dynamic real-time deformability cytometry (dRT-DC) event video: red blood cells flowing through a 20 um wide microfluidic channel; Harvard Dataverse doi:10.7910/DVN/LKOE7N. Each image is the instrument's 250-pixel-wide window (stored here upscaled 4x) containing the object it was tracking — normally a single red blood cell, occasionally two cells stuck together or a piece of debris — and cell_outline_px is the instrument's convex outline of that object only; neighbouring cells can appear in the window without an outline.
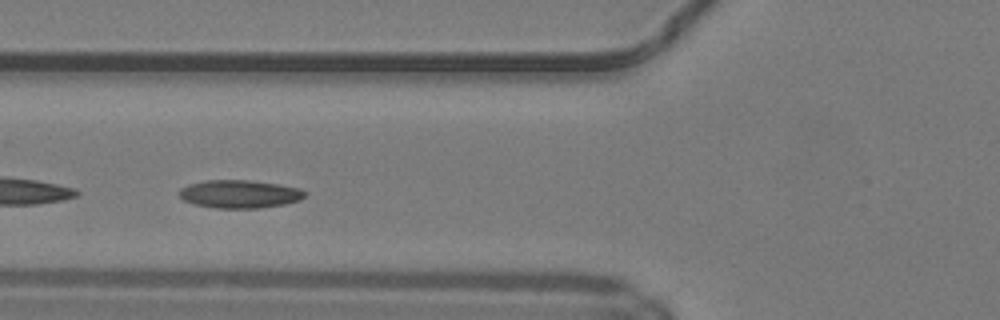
{"species": "common noctule bat (a hibernating species)", "species_latin": "Nyctalus noctula", "temperature_condition": "warm", "stored_images_in_passage": 28, "camera_frame_rate_fps": 3000, "um_per_image_px": 0.085, "animal": {"sex": "male", "body_mass_g": 19.2, "forearm_length_mm": 51.8}, "frame": {"image": 1, "passage_image": 8, "time_ms": 2.333, "image_size_px": [1000, 320], "cell_outline_px": [[308, 192], [300, 200], [284, 204], [260, 208], [216, 208], [196, 204], [184, 200], [180, 196], [180, 188], [188, 184], [208, 180], [252, 180], [300, 188]], "centroid_in_image_um": [20.39, 16.49], "position_along_channel_um": 105.4, "area_um2": 20.46}, "authors_computed_cell_mechanics": {"area_um2": 19.8832, "velocity_mm_per_s": 4.147, "shape_relaxation_time_tau1_ms": 2.6816, "shape_relaxation_time_tau2_ms": 4.0532, "deformation_change_tau1": 0.0775, "deformation_change_tau2": 0.1043}}